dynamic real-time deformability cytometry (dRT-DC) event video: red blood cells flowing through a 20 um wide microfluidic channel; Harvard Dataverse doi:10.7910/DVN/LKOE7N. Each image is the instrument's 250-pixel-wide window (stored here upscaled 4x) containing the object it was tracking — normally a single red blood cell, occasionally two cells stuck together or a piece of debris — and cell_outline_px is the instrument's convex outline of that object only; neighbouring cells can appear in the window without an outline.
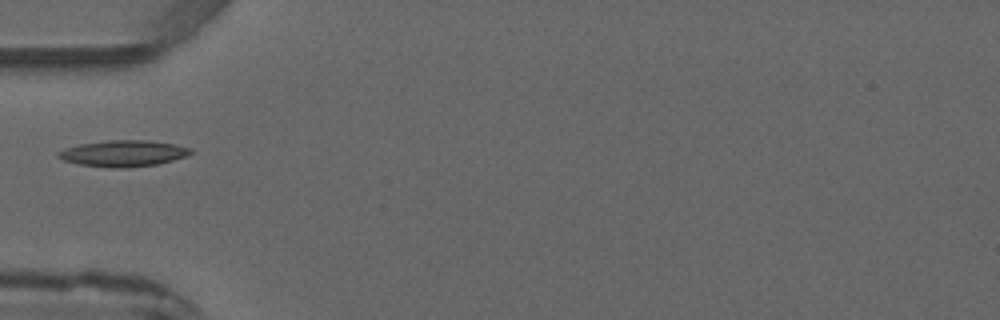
{"species": "common noctule bat (a hibernating species)", "species_latin": "Nyctalus noctula", "temperature_condition": "warm", "stored_images_in_passage": 4, "camera_frame_rate_fps": 3000, "um_per_image_px": 0.085, "animal": {"sex": "male", "forearm_length_mm": 52.5}, "frame": {"image": 1, "passage_image": 4, "time_ms": 4.333, "image_size_px": [1000, 320], "cell_outline_px": [[192, 152], [184, 156], [172, 160], [156, 164], [124, 168], [112, 168], [80, 164], [64, 160], [56, 156], [56, 152], [64, 148], [80, 144], [108, 140], [144, 140], [176, 144], [192, 148]], "centroid_in_image_um": [10.45, 13.03], "position_along_channel_um": 74.6, "area_um2": 20.11}}